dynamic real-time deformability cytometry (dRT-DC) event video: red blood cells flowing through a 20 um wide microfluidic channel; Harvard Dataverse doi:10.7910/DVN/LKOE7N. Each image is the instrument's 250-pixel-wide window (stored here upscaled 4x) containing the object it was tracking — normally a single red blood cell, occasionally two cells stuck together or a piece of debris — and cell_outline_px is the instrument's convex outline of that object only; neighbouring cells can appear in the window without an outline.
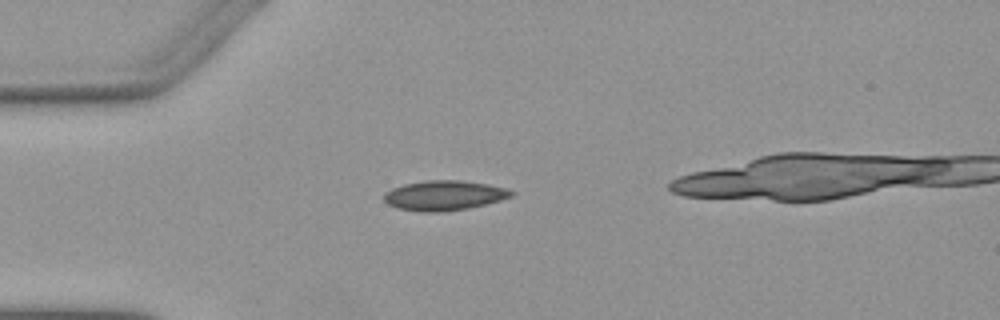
{"species": "Egyptian fruit bat (a non-hibernating species)", "species_latin": "Rousettus aegyptiacus", "temperature_condition": "warm", "stored_images_in_passage": 31, "camera_frame_rate_fps": 3000, "um_per_image_px": 0.085, "animal": {"sex": "female"}, "frame": {"image": 1, "passage_image": 1, "time_ms": 0.0, "image_size_px": [1000, 320], "cell_outline_px": [[516, 192], [512, 196], [500, 200], [468, 208], [440, 212], [420, 212], [396, 208], [388, 204], [384, 200], [384, 192], [392, 188], [404, 184], [428, 180], [460, 180], [488, 184], [504, 188]], "centroid_in_image_um": [37.72, 16.61], "position_along_channel_um": 47.3, "area_um2": 22.14}}
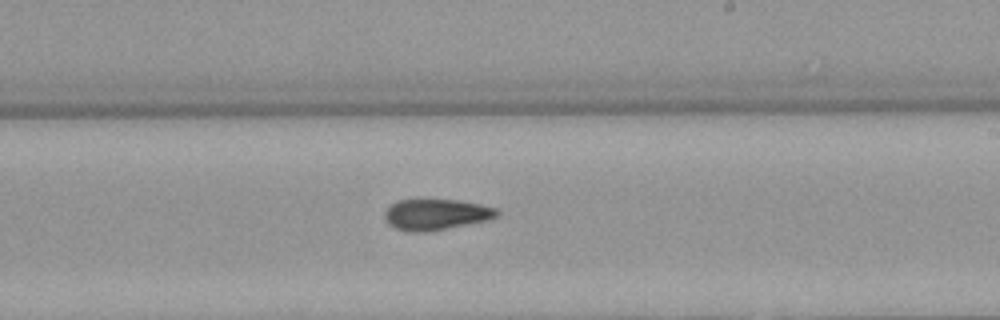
{"frame": {"image": 2, "passage_image": 18, "time_ms": 5.667, "image_size_px": [1000, 320], "cell_outline_px": [[500, 212], [496, 216], [488, 220], [432, 232], [412, 232], [396, 228], [388, 224], [384, 220], [384, 212], [396, 200], [420, 196], [460, 200], [500, 208]], "centroid_in_image_um": [37.05, 18.18], "position_along_channel_um": 252.0, "area_um2": 21.44}}
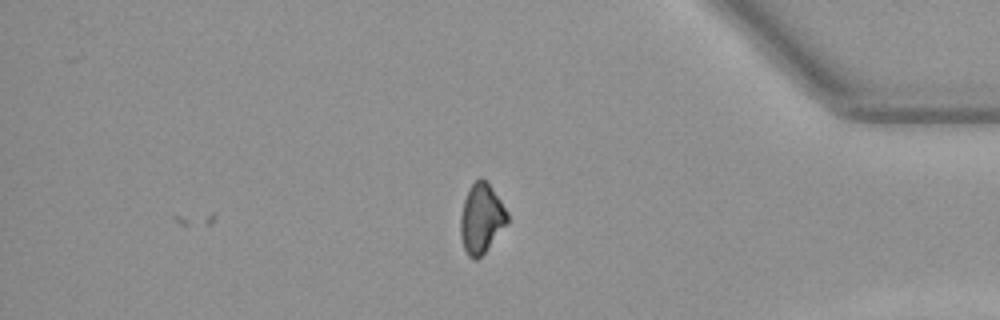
{"frame": {"image": 3, "passage_image": 31, "time_ms": 10.0, "image_size_px": [1000, 320], "cell_outline_px": [[508, 224], [484, 252], [476, 260], [472, 260], [468, 256], [464, 248], [460, 236], [460, 216], [464, 200], [472, 184], [480, 176], [488, 184], [500, 200], [508, 212]], "centroid_in_image_um": [40.91, 18.6], "position_along_channel_um": 394.3, "area_um2": 18.84}, "authors_computed_cell_mechanics": {"area_um2": 20.6346, "velocity_mm_per_s": 3.9107, "shape_relaxation_time_tau1_ms": 10.8908, "shape_relaxation_time_tau2_ms": 5.8928, "deformation_change_tau1": 0.1904, "deformation_change_tau2": 0.0854}}